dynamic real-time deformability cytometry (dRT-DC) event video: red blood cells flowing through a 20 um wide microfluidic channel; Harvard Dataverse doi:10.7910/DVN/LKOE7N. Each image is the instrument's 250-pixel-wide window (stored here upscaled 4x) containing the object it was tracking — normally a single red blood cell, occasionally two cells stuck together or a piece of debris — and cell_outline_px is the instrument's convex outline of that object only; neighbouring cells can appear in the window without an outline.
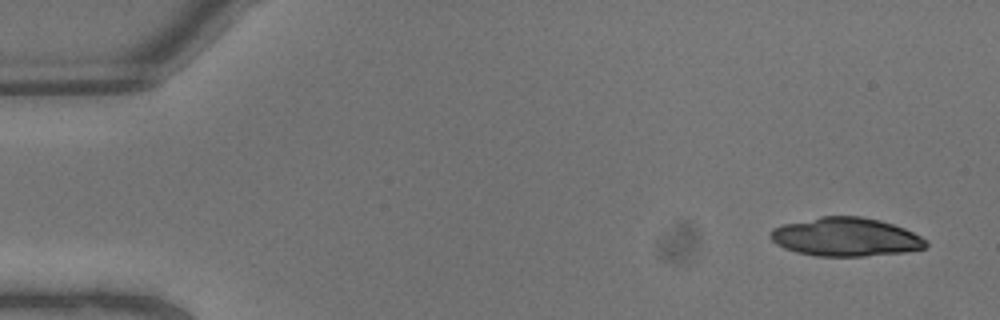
{"species": "common noctule bat (a hibernating species)", "species_latin": "Nyctalus noctula", "temperature_condition": "warm", "stored_images_in_passage": 5, "camera_frame_rate_fps": 3000, "um_per_image_px": 0.085, "animal": {"sex": "male", "body_mass_g": 13.3}, "frame": {"image": 1, "passage_image": 1, "time_ms": 0.0, "image_size_px": [1000, 320], "cell_outline_px": [[928, 244], [924, 248], [904, 252], [864, 256], [816, 256], [796, 252], [784, 248], [776, 244], [768, 236], [768, 232], [772, 228], [784, 224], [820, 216], [860, 216], [880, 220], [904, 228], [928, 240]], "centroid_in_image_um": [71.86, 20.14], "position_along_channel_um": 13.1, "area_um2": 35.08}}